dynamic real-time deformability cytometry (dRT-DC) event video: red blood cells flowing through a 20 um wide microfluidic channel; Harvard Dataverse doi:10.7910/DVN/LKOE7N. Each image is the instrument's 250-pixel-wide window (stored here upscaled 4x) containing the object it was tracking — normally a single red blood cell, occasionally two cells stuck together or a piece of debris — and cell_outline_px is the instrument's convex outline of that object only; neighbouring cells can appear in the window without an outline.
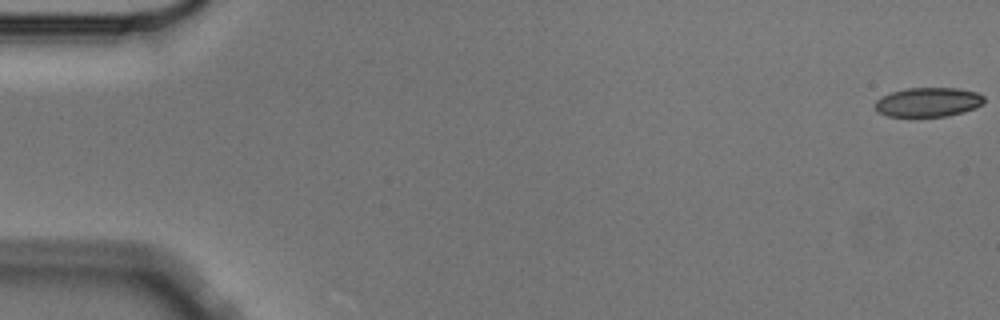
{"species": "Egyptian fruit bat (a non-hibernating species)", "species_latin": "Rousettus aegyptiacus", "temperature_condition": "cold", "stored_images_in_passage": 4, "camera_frame_rate_fps": 3000, "um_per_image_px": 0.085, "animal": {"sex": "male"}, "frame": {"image": 1, "passage_image": 1, "time_ms": 0.0, "image_size_px": [1000, 320], "cell_outline_px": [[984, 100], [976, 108], [964, 112], [948, 116], [888, 116], [876, 112], [876, 100], [880, 96], [892, 92], [908, 88], [956, 88], [976, 92], [984, 96]], "centroid_in_image_um": [78.88, 8.68], "position_along_channel_um": 6.1, "area_um2": 18.55}}